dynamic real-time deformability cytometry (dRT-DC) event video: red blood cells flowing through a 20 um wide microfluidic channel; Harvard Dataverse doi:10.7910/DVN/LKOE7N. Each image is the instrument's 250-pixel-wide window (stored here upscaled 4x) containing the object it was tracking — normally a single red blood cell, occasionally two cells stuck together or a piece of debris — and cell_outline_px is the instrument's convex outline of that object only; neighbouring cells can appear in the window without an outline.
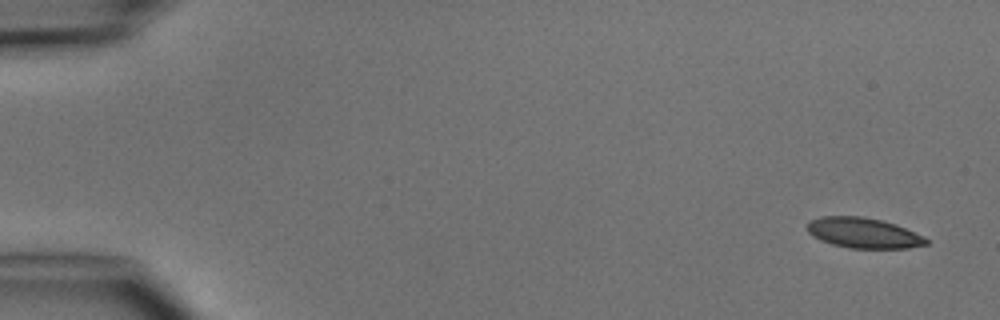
{"species": "common noctule bat (a hibernating species)", "species_latin": "Nyctalus noctula", "temperature_condition": "cold", "stored_images_in_passage": 6, "camera_frame_rate_fps": 3000, "um_per_image_px": 0.085, "animal": {"sex": "male", "body_mass_g": 15.6}, "frame": {"image": 1, "passage_image": 1, "time_ms": 0.0, "image_size_px": [1000, 320], "cell_outline_px": [[928, 244], [908, 248], [848, 248], [832, 244], [820, 240], [812, 236], [808, 232], [804, 224], [820, 216], [864, 216], [896, 224], [924, 236], [928, 240]], "centroid_in_image_um": [73.36, 19.79], "position_along_channel_um": 11.6, "area_um2": 21.21}}
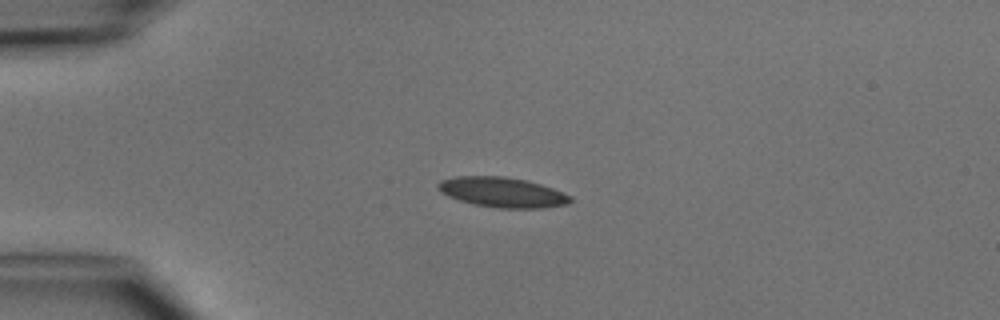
{"frame": {"image": 2, "passage_image": 3, "time_ms": 3.333, "image_size_px": [1000, 320], "cell_outline_px": [[572, 200], [568, 204], [544, 208], [500, 208], [472, 204], [448, 196], [440, 192], [436, 188], [436, 184], [440, 180], [456, 176], [504, 176], [524, 180], [540, 184], [552, 188], [572, 196]], "centroid_in_image_um": [42.67, 16.34], "position_along_channel_um": 42.3, "area_um2": 23.24}}
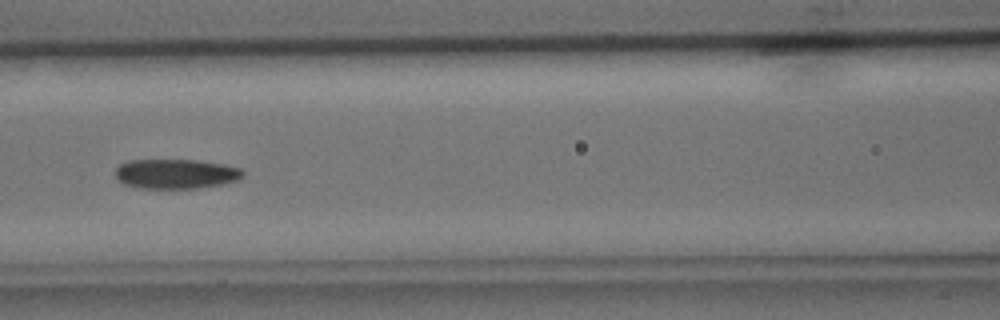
{"frame": {"image": 3, "passage_image": 6, "time_ms": 6.667, "image_size_px": [1000, 320], "cell_outline_px": [[244, 176], [236, 180], [220, 184], [196, 188], [140, 188], [124, 184], [116, 176], [116, 168], [120, 164], [128, 160], [196, 160], [224, 164], [240, 168], [244, 172]], "centroid_in_image_um": [14.95, 14.77], "position_along_channel_um": 151.7, "area_um2": 21.91}}